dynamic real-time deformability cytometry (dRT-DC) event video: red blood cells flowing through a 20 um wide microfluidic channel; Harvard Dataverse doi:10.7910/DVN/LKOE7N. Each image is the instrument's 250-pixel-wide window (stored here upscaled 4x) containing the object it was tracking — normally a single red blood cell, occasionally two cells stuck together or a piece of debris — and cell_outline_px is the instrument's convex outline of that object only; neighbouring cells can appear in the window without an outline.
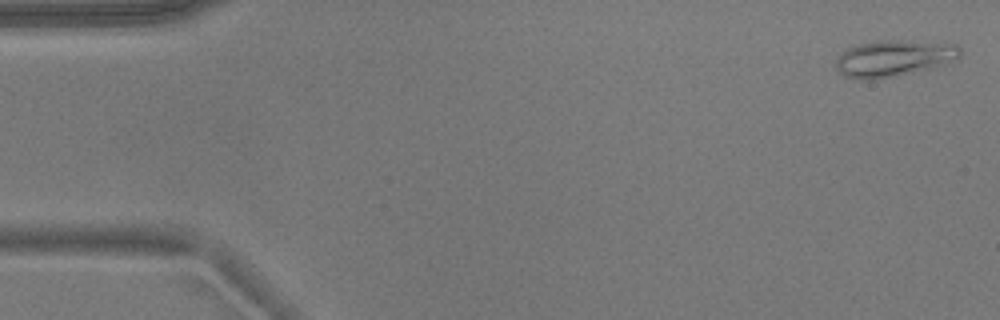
{"species": "common noctule bat (a hibernating species)", "species_latin": "Nyctalus noctula", "temperature_condition": "warm", "stored_images_in_passage": 53, "camera_frame_rate_fps": 3000, "um_per_image_px": 0.085, "animal": {"sex": "male", "body_mass_g": 17.9}, "frame": {"image": 1, "passage_image": 1, "time_ms": 0.0, "image_size_px": [1000, 320], "cell_outline_px": [[960, 56], [956, 60], [944, 64], [928, 68], [888, 76], [848, 76], [840, 72], [836, 68], [836, 60], [848, 48], [860, 44], [880, 40], [908, 40], [956, 44], [960, 48]], "centroid_in_image_um": [76.06, 4.88], "position_along_channel_um": 8.9, "area_um2": 25.03}}
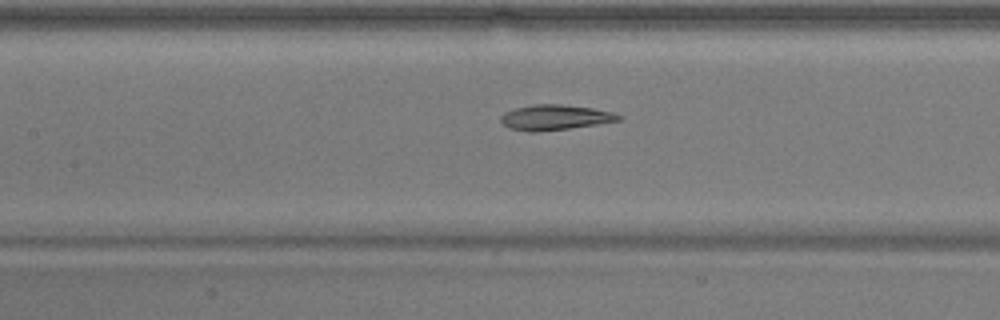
{"frame": {"image": 2, "passage_image": 23, "time_ms": 7.333, "image_size_px": [1000, 320], "cell_outline_px": [[620, 120], [596, 124], [568, 128], [536, 132], [528, 132], [512, 128], [504, 124], [500, 120], [500, 116], [504, 112], [516, 108], [532, 104], [560, 104], [592, 108], [612, 112], [620, 116]], "centroid_in_image_um": [47.13, 9.97], "position_along_channel_um": 160.3, "area_um2": 17.05}}
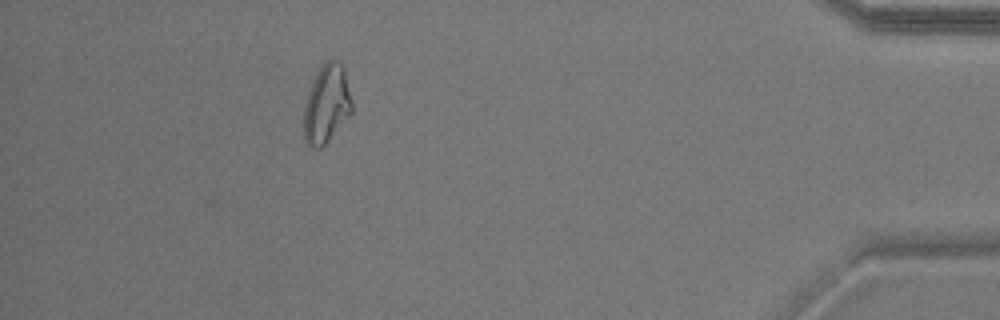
{"frame": {"image": 3, "passage_image": 47, "time_ms": 15.333, "image_size_px": [1000, 320], "cell_outline_px": [[352, 112], [328, 140], [320, 148], [316, 148], [308, 144], [304, 140], [304, 104], [312, 80], [316, 72], [328, 60], [336, 60], [344, 68], [352, 100]], "centroid_in_image_um": [27.75, 8.83], "position_along_channel_um": 407.4, "area_um2": 21.73}, "authors_computed_cell_mechanics": {"area_um2": 19.7098, "velocity_mm_per_s": 3.7789, "shape_relaxation_time_tau1_ms": 7.3236, "shape_relaxation_time_tau2_ms": 10.2908, "deformation_change_tau1": 0.1839, "deformation_change_tau2": 0.1465}}